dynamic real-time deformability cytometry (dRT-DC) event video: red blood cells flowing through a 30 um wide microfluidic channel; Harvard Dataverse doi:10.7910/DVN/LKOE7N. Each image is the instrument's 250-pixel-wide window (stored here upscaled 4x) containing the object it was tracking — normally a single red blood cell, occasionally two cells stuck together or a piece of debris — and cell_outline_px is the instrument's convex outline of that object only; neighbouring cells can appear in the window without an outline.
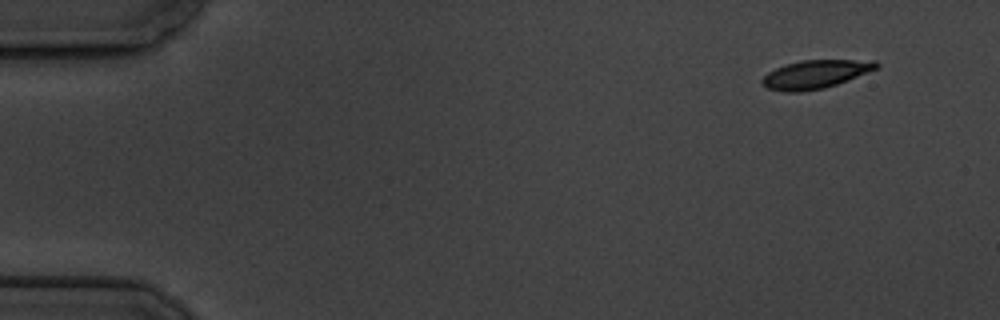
{"species": "common noctule bat (a hibernating species)", "species_latin": "Nyctalus noctula", "temperature_condition": "cold", "stored_images_in_passage": 4, "camera_frame_rate_fps": 3000, "um_per_image_px": 0.085, "animal": {"sex": "male", "body_mass_g": 19.5, "forearm_length_mm": 54.6}, "frame": {"image": 1, "passage_image": 1, "time_ms": 0.0, "image_size_px": [1000, 320], "cell_outline_px": [[880, 64], [876, 68], [848, 80], [824, 88], [800, 92], [784, 92], [768, 88], [760, 80], [768, 72], [784, 64], [800, 60], [876, 60]], "centroid_in_image_um": [69.29, 6.3], "position_along_channel_um": 15.7, "area_um2": 18.79}}
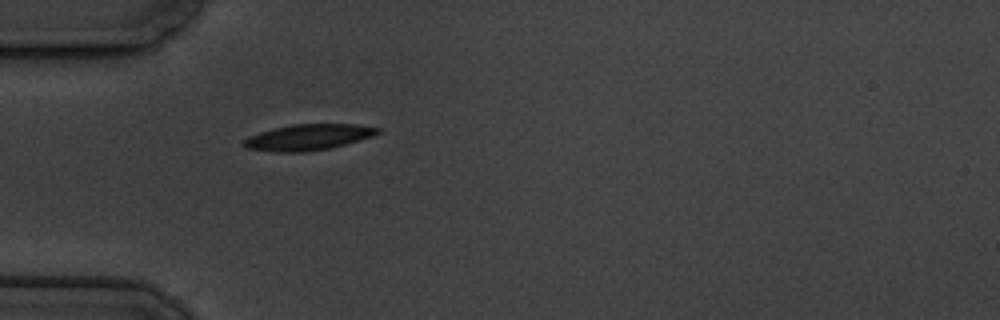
{"frame": {"image": 2, "passage_image": 4, "time_ms": 4.333, "image_size_px": [1000, 320], "cell_outline_px": [[380, 132], [372, 136], [332, 148], [304, 152], [276, 152], [244, 148], [244, 140], [248, 136], [260, 132], [292, 124], [356, 124], [380, 128]], "centroid_in_image_um": [26.2, 11.67], "position_along_channel_um": 58.8, "area_um2": 20.17}}